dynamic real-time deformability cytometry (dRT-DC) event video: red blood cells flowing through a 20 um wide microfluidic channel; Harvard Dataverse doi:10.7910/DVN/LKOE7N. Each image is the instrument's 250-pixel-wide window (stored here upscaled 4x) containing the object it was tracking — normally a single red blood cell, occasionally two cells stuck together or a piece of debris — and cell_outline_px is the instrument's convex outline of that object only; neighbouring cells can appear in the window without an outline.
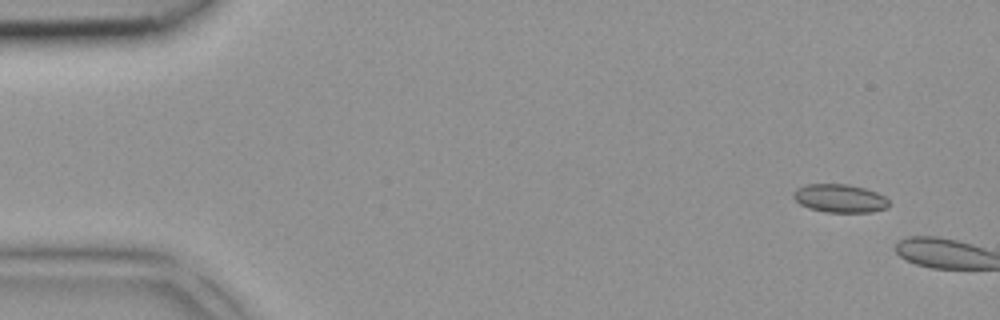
{"species": "common noctule bat (a hibernating species)", "species_latin": "Nyctalus noctula", "temperature_condition": "room temperature", "stored_images_in_passage": 3, "camera_frame_rate_fps": 3000, "um_per_image_px": 0.085, "animal": {"sex": "female", "body_mass_g": 18.4}, "frame": {"image": 1, "passage_image": 3, "time_ms": 0.667, "image_size_px": [1000, 320], "cell_outline_px": [[888, 208], [872, 212], [828, 212], [808, 208], [800, 204], [792, 196], [792, 192], [796, 188], [804, 184], [848, 184], [864, 188], [876, 192], [884, 196], [888, 200]], "centroid_in_image_um": [71.35, 16.85], "position_along_channel_um": 13.6, "area_um2": 15.84}}